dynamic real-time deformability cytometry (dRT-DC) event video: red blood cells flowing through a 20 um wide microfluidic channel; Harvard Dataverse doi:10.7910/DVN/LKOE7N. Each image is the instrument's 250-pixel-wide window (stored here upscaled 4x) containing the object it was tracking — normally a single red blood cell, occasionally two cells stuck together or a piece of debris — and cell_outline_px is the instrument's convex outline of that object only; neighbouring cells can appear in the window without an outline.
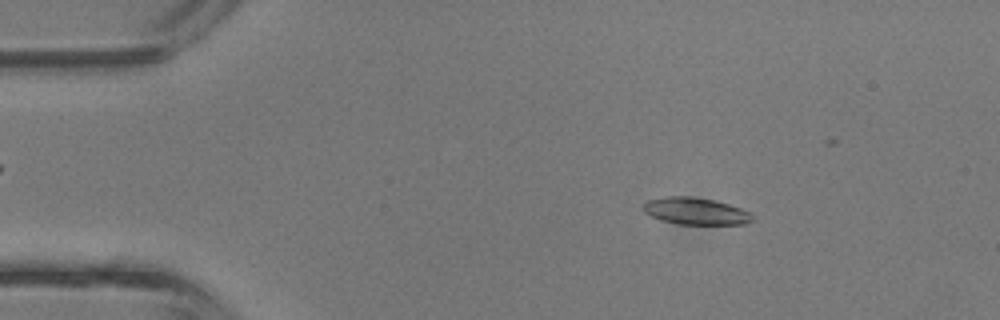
{"species": "common noctule bat (a hibernating species)", "species_latin": "Nyctalus noctula", "temperature_condition": "room temperature", "stored_images_in_passage": 3, "camera_frame_rate_fps": 3000, "um_per_image_px": 0.085, "animal": {"sex": "male", "body_mass_g": 13.3}, "frame": {"image": 1, "passage_image": 1, "time_ms": 0.0, "image_size_px": [1000, 320], "cell_outline_px": [[752, 220], [744, 224], [680, 224], [664, 220], [652, 216], [644, 212], [640, 208], [640, 204], [648, 200], [668, 196], [692, 196], [712, 200], [728, 204], [740, 208], [748, 212], [752, 216]], "centroid_in_image_um": [59.06, 17.93], "position_along_channel_um": 25.9, "area_um2": 16.99}}
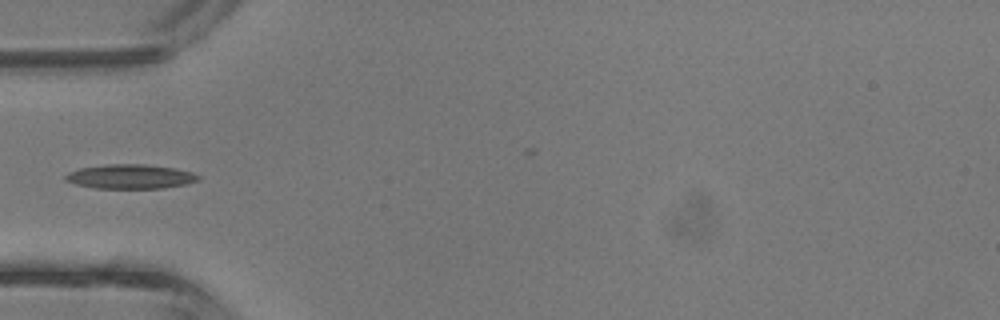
{"frame": {"image": 2, "passage_image": 3, "time_ms": 0.667, "image_size_px": [1000, 320], "cell_outline_px": [[200, 180], [184, 184], [160, 188], [96, 188], [76, 184], [64, 180], [64, 176], [68, 172], [80, 168], [108, 164], [144, 164], [172, 168], [192, 172], [200, 176]], "centroid_in_image_um": [11.05, 15.0], "position_along_channel_um": 74.0, "area_um2": 18.67}}